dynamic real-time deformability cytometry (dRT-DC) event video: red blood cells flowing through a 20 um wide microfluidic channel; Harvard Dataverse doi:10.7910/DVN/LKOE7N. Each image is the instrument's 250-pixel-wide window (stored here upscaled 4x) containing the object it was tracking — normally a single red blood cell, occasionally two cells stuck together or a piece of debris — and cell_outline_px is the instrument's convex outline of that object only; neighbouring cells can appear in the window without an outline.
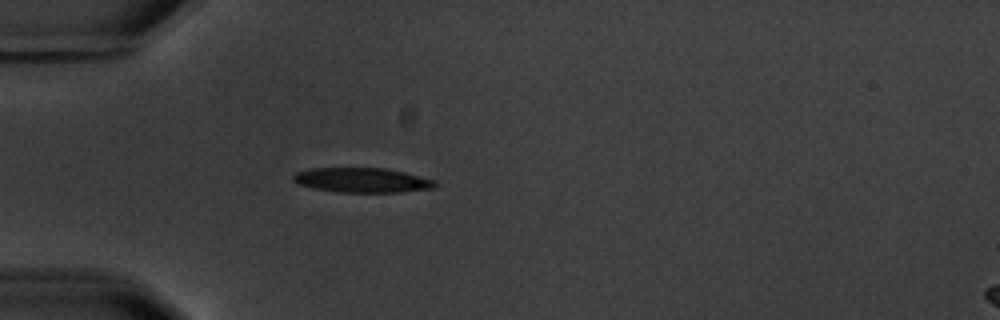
{"species": "common noctule bat (a hibernating species)", "species_latin": "Nyctalus noctula", "temperature_condition": "warm", "stored_images_in_passage": 3, "camera_frame_rate_fps": 3000, "um_per_image_px": 0.085, "animal": {"sex": "male", "body_mass_g": 20.1, "forearm_length_mm": 53.5}, "frame": {"image": 1, "passage_image": 3, "time_ms": 2.333, "image_size_px": [1000, 320], "cell_outline_px": [[440, 184], [436, 188], [400, 192], [336, 192], [312, 188], [300, 184], [292, 180], [292, 176], [296, 172], [312, 168], [384, 168], [404, 172], [436, 180]], "centroid_in_image_um": [30.82, 15.32], "position_along_channel_um": 54.2, "area_um2": 20.58}}